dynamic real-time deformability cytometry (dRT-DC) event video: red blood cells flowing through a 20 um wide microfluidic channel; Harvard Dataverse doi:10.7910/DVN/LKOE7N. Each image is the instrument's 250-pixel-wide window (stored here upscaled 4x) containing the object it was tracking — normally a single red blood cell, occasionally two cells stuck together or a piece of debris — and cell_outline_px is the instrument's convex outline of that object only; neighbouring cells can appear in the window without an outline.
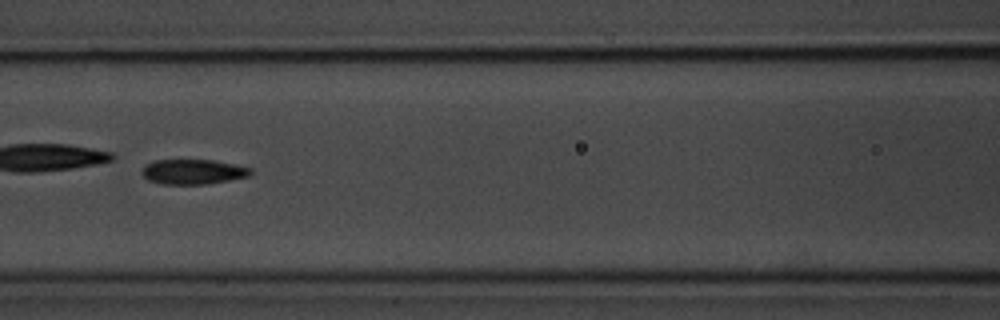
{"species": "common noctule bat (a hibernating species)", "species_latin": "Nyctalus noctula", "temperature_condition": "room temperature", "stored_images_in_passage": 53, "camera_frame_rate_fps": 3000, "um_per_image_px": 0.085, "animal": {"sex": "male", "body_mass_g": 20.1, "forearm_length_mm": 53.5}, "frame": {"image": 1, "passage_image": 23, "time_ms": 7.333, "image_size_px": [1000, 320], "cell_outline_px": [[252, 172], [248, 176], [228, 180], [204, 184], [160, 184], [148, 180], [140, 172], [144, 164], [152, 160], [212, 160], [236, 164], [252, 168]], "centroid_in_image_um": [16.36, 14.59], "position_along_channel_um": 150.2, "area_um2": 15.9}, "authors_computed_cell_mechanics": {"area_um2": 16.0106, "velocity_mm_per_s": 3.6354, "shape_relaxation_time_tau1_ms": 1.6791, "shape_relaxation_time_tau2_ms": 3.1517, "deformation_change_tau1": 0.2563, "deformation_change_tau2": 0.1116}}